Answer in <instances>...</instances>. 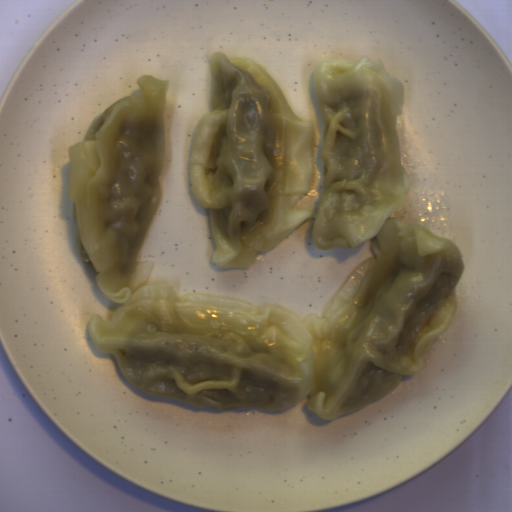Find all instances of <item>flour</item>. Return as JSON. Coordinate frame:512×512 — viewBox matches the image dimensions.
Listing matches in <instances>:
<instances>
[{
	"label": "flour",
	"mask_w": 512,
	"mask_h": 512,
	"mask_svg": "<svg viewBox=\"0 0 512 512\" xmlns=\"http://www.w3.org/2000/svg\"><path fill=\"white\" fill-rule=\"evenodd\" d=\"M212 111L196 125L190 189L205 210L221 268H250L315 214L292 208L311 191L313 121L297 116L255 62L214 52Z\"/></svg>",
	"instance_id": "flour-2"
},
{
	"label": "flour",
	"mask_w": 512,
	"mask_h": 512,
	"mask_svg": "<svg viewBox=\"0 0 512 512\" xmlns=\"http://www.w3.org/2000/svg\"><path fill=\"white\" fill-rule=\"evenodd\" d=\"M170 79L137 78L69 145L68 196L79 257L96 286L123 304L93 313L94 347L143 392L201 409L280 413L304 399L331 420L380 401L416 376L452 322L465 267L458 246L419 223L389 218L410 178L397 117L405 86L381 63L324 60L312 81L325 119L324 178L312 239L318 250L358 249L364 259L325 304L302 318L215 295L178 296L145 285L153 261H136L163 193Z\"/></svg>",
	"instance_id": "flour-1"
}]
</instances>
